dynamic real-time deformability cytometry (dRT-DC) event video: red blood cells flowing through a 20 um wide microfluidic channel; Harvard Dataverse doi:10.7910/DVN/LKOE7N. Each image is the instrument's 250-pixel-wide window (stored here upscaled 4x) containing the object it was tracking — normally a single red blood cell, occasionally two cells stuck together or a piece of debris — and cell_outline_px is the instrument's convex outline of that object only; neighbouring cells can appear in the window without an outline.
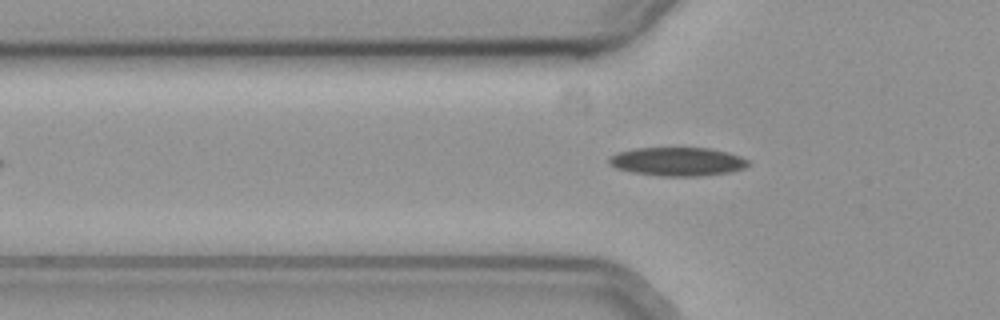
{"species": "common noctule bat (a hibernating species)", "species_latin": "Nyctalus noctula", "temperature_condition": "cold", "stored_images_in_passage": 45, "camera_frame_rate_fps": 3000, "um_per_image_px": 0.085, "animal": {"sex": "female", "body_mass_g": 19.3, "forearm_length_mm": 54.1}, "frame": {"image": 1, "passage_image": 14, "time_ms": 4.333, "image_size_px": [1000, 320], "cell_outline_px": [[748, 164], [744, 168], [732, 172], [700, 176], [660, 176], [632, 172], [616, 168], [608, 164], [608, 156], [616, 152], [636, 148], [712, 148], [728, 152], [740, 156], [748, 160]], "centroid_in_image_um": [57.56, 13.73], "position_along_channel_um": 68.2, "area_um2": 23.41}}
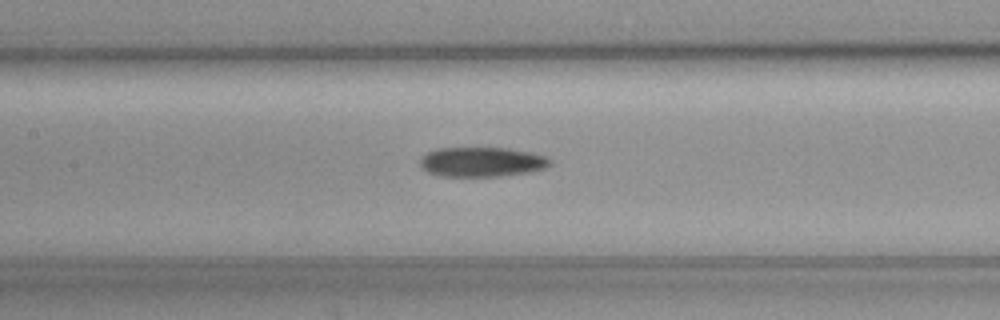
{"frame": {"image": 2, "passage_image": 22, "time_ms": 7.0, "image_size_px": [1000, 320], "cell_outline_px": [[552, 164], [544, 168], [528, 172], [500, 176], [440, 176], [428, 172], [420, 164], [420, 160], [428, 152], [436, 148], [508, 148], [532, 152], [544, 156], [552, 160]], "centroid_in_image_um": [40.98, 13.76], "position_along_channel_um": 166.4, "area_um2": 22.37}}
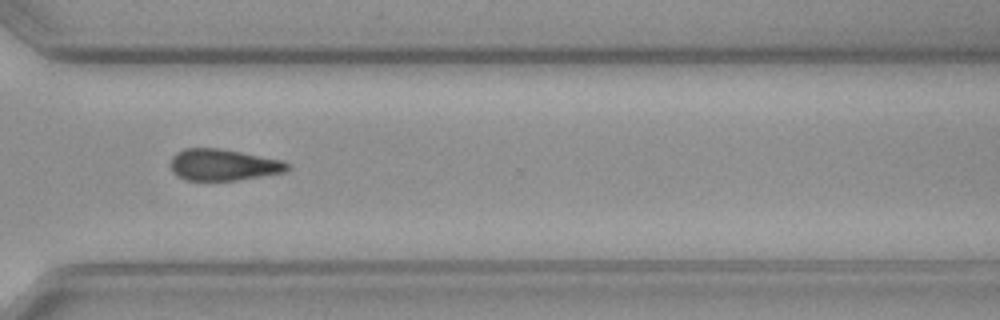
{"frame": {"image": 3, "passage_image": 37, "time_ms": 12.0, "image_size_px": [1000, 320], "cell_outline_px": [[292, 168], [284, 172], [236, 180], [184, 180], [172, 172], [172, 156], [176, 152], [184, 148], [220, 148], [280, 160], [292, 164]], "centroid_in_image_um": [18.98, 14.01], "position_along_channel_um": 351.6, "area_um2": 21.33}}